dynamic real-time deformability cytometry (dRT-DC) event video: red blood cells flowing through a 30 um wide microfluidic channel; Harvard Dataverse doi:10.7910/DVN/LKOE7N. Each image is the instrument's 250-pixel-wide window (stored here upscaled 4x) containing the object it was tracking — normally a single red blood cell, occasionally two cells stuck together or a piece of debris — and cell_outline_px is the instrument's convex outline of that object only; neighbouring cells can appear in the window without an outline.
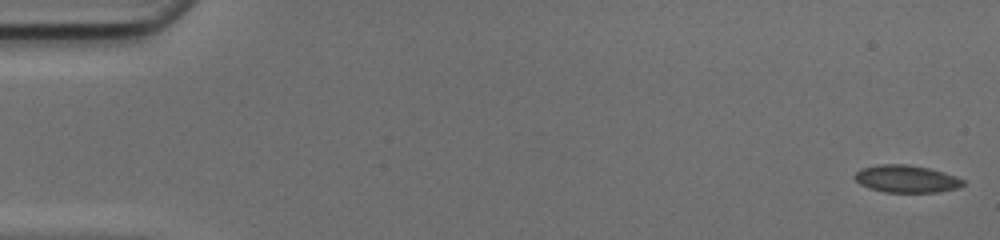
{"species": "common noctule bat (a hibernating species)", "species_latin": "Nyctalus noctula", "temperature_condition": "cold", "stored_images_in_passage": 50, "camera_frame_rate_fps": 3000, "um_per_image_px": 0.085, "animal": {"sex": "female", "body_mass_g": 17.0, "forearm_length_mm": 48.0}, "frame": {"image": 1, "passage_image": 1, "time_ms": 0.0, "image_size_px": [1000, 240], "cell_outline_px": [[964, 184], [956, 188], [936, 192], [884, 192], [868, 188], [860, 184], [852, 176], [860, 168], [880, 164], [908, 164], [928, 168], [944, 172], [956, 176], [964, 180]], "centroid_in_image_um": [77.0, 15.19], "position_along_channel_um": 8.0, "area_um2": 17.34}}
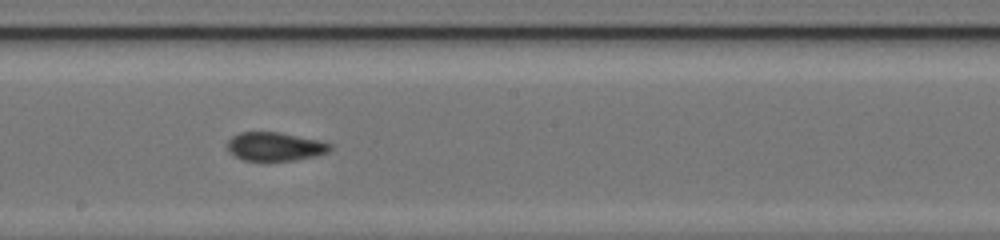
{"frame": {"image": 2, "passage_image": 28, "time_ms": 9.0, "image_size_px": [1000, 240], "cell_outline_px": [[332, 148], [328, 152], [316, 156], [292, 160], [244, 160], [236, 156], [228, 148], [228, 140], [232, 136], [240, 132], [280, 132], [320, 140], [332, 144]], "centroid_in_image_um": [23.42, 12.44], "position_along_channel_um": 224.8, "area_um2": 16.99}}
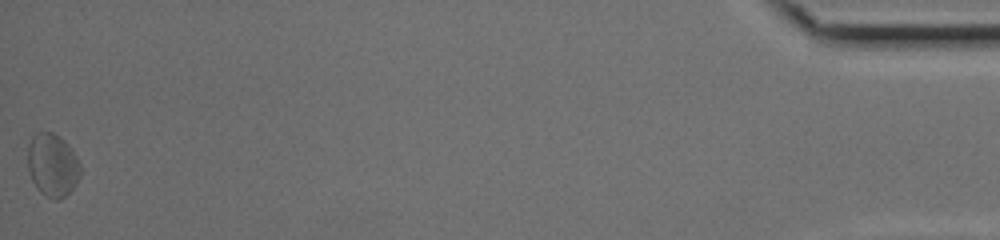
{"frame": {"image": 3, "passage_image": 50, "time_ms": 16.333, "image_size_px": [1000, 240], "cell_outline_px": [[80, 176], [76, 184], [60, 200], [56, 200], [44, 196], [36, 188], [32, 180], [28, 168], [28, 144], [32, 136], [36, 132], [52, 132], [60, 136], [64, 140], [76, 156], [80, 164]], "centroid_in_image_um": [4.45, 14.03], "position_along_channel_um": 430.8, "area_um2": 19.42}, "authors_computed_cell_mechanics": {"area_um2": 17.3978, "velocity_mm_per_s": 4.179, "shape_relaxation_time_tau1_ms": null, "shape_relaxation_time_tau2_ms": 2.3518, "deformation_change_tau1": null, "deformation_change_tau2": 0.0338}}